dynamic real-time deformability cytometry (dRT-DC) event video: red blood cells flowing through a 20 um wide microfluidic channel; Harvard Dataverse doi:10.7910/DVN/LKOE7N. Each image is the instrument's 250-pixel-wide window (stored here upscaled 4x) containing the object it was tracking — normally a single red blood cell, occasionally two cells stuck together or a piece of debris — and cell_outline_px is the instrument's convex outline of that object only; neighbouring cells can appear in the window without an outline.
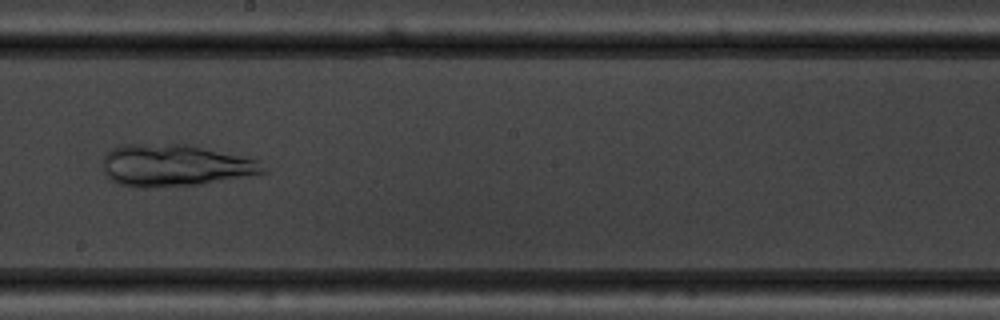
{"species": "common noctule bat (a hibernating species)", "species_latin": "Nyctalus noctula", "temperature_condition": "warm", "stored_images_in_passage": 53, "camera_frame_rate_fps": 3000, "um_per_image_px": 0.085, "animal": {"sex": "male", "body_mass_g": 19.5, "forearm_length_mm": 54.6}, "frame": {"image": 1, "passage_image": 31, "time_ms": 10.0, "image_size_px": [1000, 320], "cell_outline_px": [[268, 172], [200, 184], [144, 188], [140, 188], [116, 184], [104, 172], [104, 156], [112, 148], [120, 144], [184, 144], [240, 156], [256, 160], [268, 168]], "centroid_in_image_um": [14.82, 14.07], "position_along_channel_um": 233.4, "area_um2": 38.84}}